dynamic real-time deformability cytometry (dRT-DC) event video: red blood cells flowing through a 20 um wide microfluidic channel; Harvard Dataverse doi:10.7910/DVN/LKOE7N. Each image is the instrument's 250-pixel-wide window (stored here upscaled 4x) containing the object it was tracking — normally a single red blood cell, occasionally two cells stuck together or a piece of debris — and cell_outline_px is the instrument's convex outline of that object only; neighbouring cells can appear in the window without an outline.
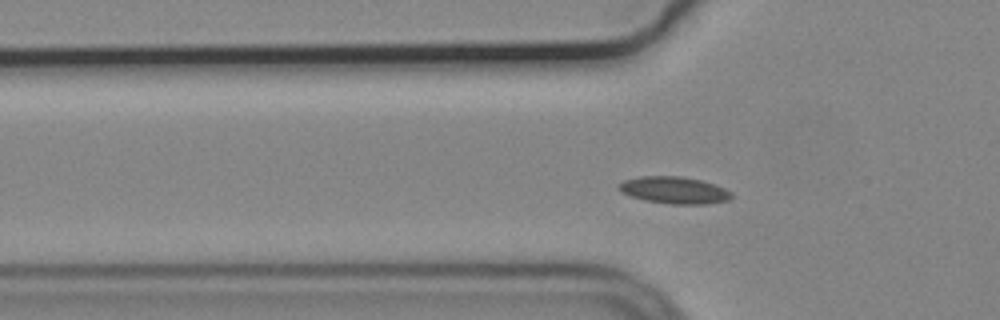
{"species": "common noctule bat (a hibernating species)", "species_latin": "Nyctalus noctula", "temperature_condition": "cold", "stored_images_in_passage": 47, "camera_frame_rate_fps": 3000, "um_per_image_px": 0.085, "animal": {"sex": "male", "body_mass_g": 19.2, "forearm_length_mm": 51.8}, "frame": {"image": 1, "passage_image": 15, "time_ms": 4.667, "image_size_px": [1000, 320], "cell_outline_px": [[732, 196], [728, 200], [704, 204], [672, 204], [644, 200], [620, 192], [616, 188], [616, 184], [624, 180], [640, 176], [680, 176], [700, 180], [724, 188], [732, 192]], "centroid_in_image_um": [57.25, 16.16], "position_along_channel_um": 68.6, "area_um2": 17.69}}
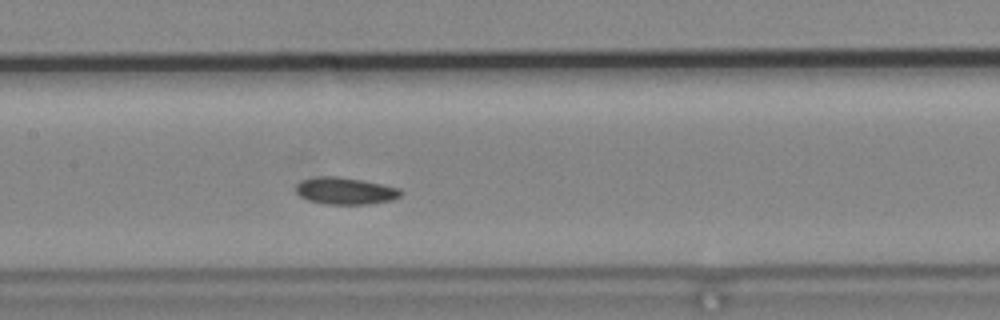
{"frame": {"image": 2, "passage_image": 24, "time_ms": 7.667, "image_size_px": [1000, 320], "cell_outline_px": [[404, 192], [400, 196], [392, 200], [368, 204], [324, 204], [308, 200], [300, 196], [296, 192], [296, 184], [300, 180], [316, 176], [340, 176], [400, 188]], "centroid_in_image_um": [29.32, 16.22], "position_along_channel_um": 178.1, "area_um2": 16.59}}
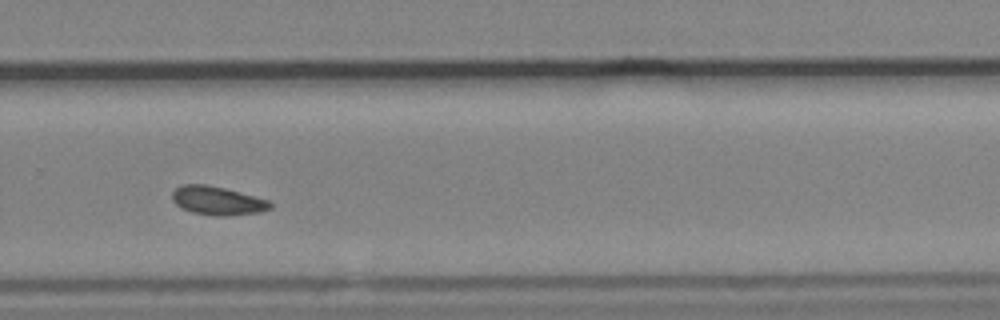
{"frame": {"image": 3, "passage_image": 35, "time_ms": 11.333, "image_size_px": [1000, 320], "cell_outline_px": [[272, 208], [260, 212], [228, 216], [216, 216], [192, 212], [176, 204], [172, 200], [172, 192], [176, 188], [184, 184], [204, 184], [224, 188], [240, 192], [268, 200], [272, 204]], "centroid_in_image_um": [18.49, 17.06], "position_along_channel_um": 311.3, "area_um2": 16.24}}